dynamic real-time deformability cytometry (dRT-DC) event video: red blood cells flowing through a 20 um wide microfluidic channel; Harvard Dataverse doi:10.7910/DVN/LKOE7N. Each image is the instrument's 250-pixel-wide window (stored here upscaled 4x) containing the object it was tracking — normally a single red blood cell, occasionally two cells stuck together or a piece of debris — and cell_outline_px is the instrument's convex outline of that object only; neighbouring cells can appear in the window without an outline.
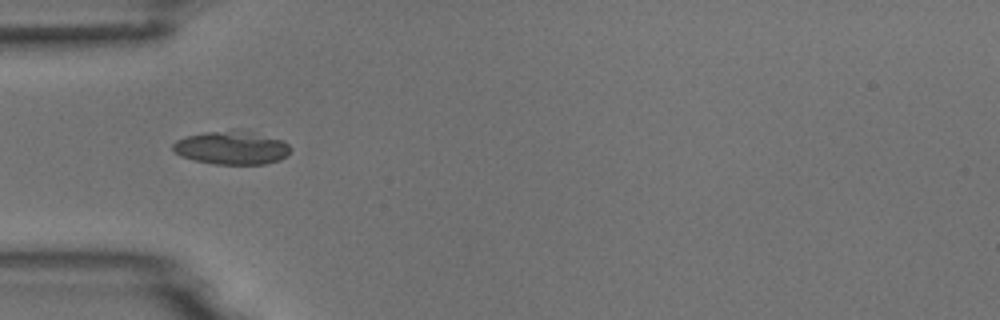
{"species": "common noctule bat (a hibernating species)", "species_latin": "Nyctalus noctula", "temperature_condition": "room temperature", "stored_images_in_passage": 5, "camera_frame_rate_fps": 3000, "um_per_image_px": 0.085, "animal": {"sex": "male", "body_mass_g": 18.8}, "frame": {"image": 1, "passage_image": 5, "time_ms": 4.667, "image_size_px": [1000, 320], "cell_outline_px": [[292, 148], [280, 160], [264, 164], [212, 164], [180, 156], [172, 148], [172, 144], [176, 140], [188, 136], [204, 132], [232, 128], [252, 132], [284, 140]], "centroid_in_image_um": [19.69, 12.54], "position_along_channel_um": 65.3, "area_um2": 23.06}}